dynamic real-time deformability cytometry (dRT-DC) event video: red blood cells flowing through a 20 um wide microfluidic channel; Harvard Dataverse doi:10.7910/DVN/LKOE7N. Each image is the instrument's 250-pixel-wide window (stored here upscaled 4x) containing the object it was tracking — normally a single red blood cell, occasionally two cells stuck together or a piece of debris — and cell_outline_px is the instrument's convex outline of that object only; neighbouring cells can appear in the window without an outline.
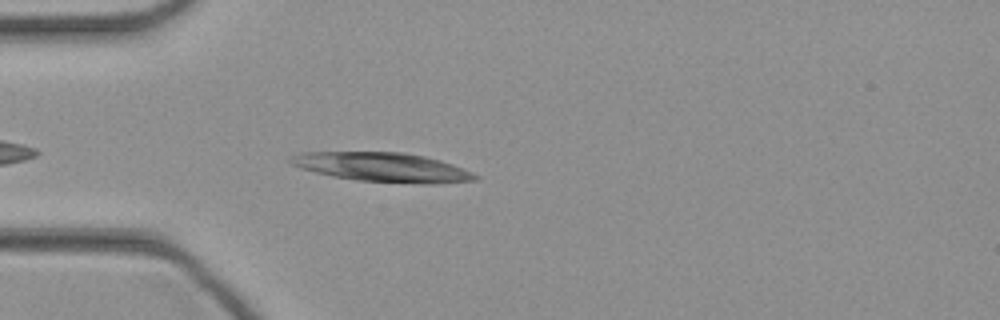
{"species": "common noctule bat (a hibernating species)", "species_latin": "Nyctalus noctula", "temperature_condition": "cold", "stored_images_in_passage": 36, "camera_frame_rate_fps": 3000, "um_per_image_px": 0.085, "animal": {"sex": "female", "body_mass_g": 21.9}, "frame": {"image": 1, "passage_image": 3, "time_ms": 0.667, "image_size_px": [1000, 320], "cell_outline_px": [[480, 176], [476, 180], [436, 184], [424, 184], [356, 180], [332, 176], [300, 168], [284, 160], [288, 156], [300, 152], [404, 152], [424, 156], [440, 160], [452, 164], [472, 172]], "centroid_in_image_um": [32.48, 14.21], "position_along_channel_um": 52.5, "area_um2": 31.67}}
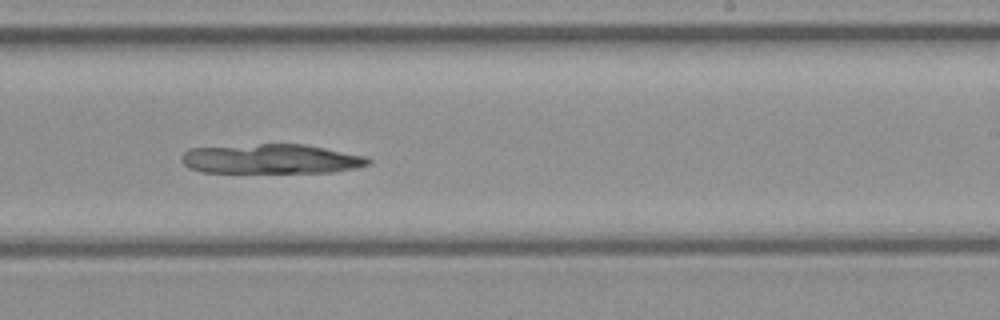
{"frame": {"image": 2, "passage_image": 18, "time_ms": 5.667, "image_size_px": [1000, 320], "cell_outline_px": [[372, 164], [356, 168], [332, 172], [204, 172], [188, 168], [180, 160], [180, 156], [188, 148], [260, 144], [304, 144], [364, 156], [372, 160]], "centroid_in_image_um": [23.02, 13.51], "position_along_channel_um": 266.0, "area_um2": 32.19}}